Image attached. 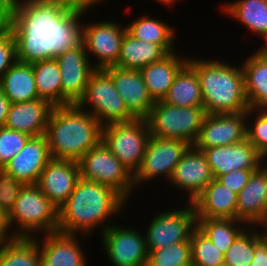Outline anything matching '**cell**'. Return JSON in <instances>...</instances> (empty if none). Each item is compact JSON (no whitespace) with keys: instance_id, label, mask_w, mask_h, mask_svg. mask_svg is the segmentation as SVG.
Listing matches in <instances>:
<instances>
[{"instance_id":"cell-1","label":"cell","mask_w":267,"mask_h":266,"mask_svg":"<svg viewBox=\"0 0 267 266\" xmlns=\"http://www.w3.org/2000/svg\"><path fill=\"white\" fill-rule=\"evenodd\" d=\"M85 14L59 0H16L9 28L16 43L17 61L32 64L78 46Z\"/></svg>"},{"instance_id":"cell-2","label":"cell","mask_w":267,"mask_h":266,"mask_svg":"<svg viewBox=\"0 0 267 266\" xmlns=\"http://www.w3.org/2000/svg\"><path fill=\"white\" fill-rule=\"evenodd\" d=\"M127 203L113 188L80 177L67 201L58 208L57 231L81 234L83 238L96 229H101V234L114 224L113 216L122 215Z\"/></svg>"},{"instance_id":"cell-3","label":"cell","mask_w":267,"mask_h":266,"mask_svg":"<svg viewBox=\"0 0 267 266\" xmlns=\"http://www.w3.org/2000/svg\"><path fill=\"white\" fill-rule=\"evenodd\" d=\"M102 127L93 115L76 104L55 106L45 133L51 157L78 162L102 141Z\"/></svg>"},{"instance_id":"cell-4","label":"cell","mask_w":267,"mask_h":266,"mask_svg":"<svg viewBox=\"0 0 267 266\" xmlns=\"http://www.w3.org/2000/svg\"><path fill=\"white\" fill-rule=\"evenodd\" d=\"M188 64L198 77L206 114L240 113L249 109L241 65L192 55Z\"/></svg>"},{"instance_id":"cell-5","label":"cell","mask_w":267,"mask_h":266,"mask_svg":"<svg viewBox=\"0 0 267 266\" xmlns=\"http://www.w3.org/2000/svg\"><path fill=\"white\" fill-rule=\"evenodd\" d=\"M8 222L13 237L42 236L57 231L58 208L36 184H26L8 214Z\"/></svg>"},{"instance_id":"cell-6","label":"cell","mask_w":267,"mask_h":266,"mask_svg":"<svg viewBox=\"0 0 267 266\" xmlns=\"http://www.w3.org/2000/svg\"><path fill=\"white\" fill-rule=\"evenodd\" d=\"M206 115L204 107H178L156 101L147 121L151 135L165 139H179L193 145Z\"/></svg>"},{"instance_id":"cell-7","label":"cell","mask_w":267,"mask_h":266,"mask_svg":"<svg viewBox=\"0 0 267 266\" xmlns=\"http://www.w3.org/2000/svg\"><path fill=\"white\" fill-rule=\"evenodd\" d=\"M76 105L93 115L103 126L135 120L104 69H96L91 74L84 95Z\"/></svg>"},{"instance_id":"cell-8","label":"cell","mask_w":267,"mask_h":266,"mask_svg":"<svg viewBox=\"0 0 267 266\" xmlns=\"http://www.w3.org/2000/svg\"><path fill=\"white\" fill-rule=\"evenodd\" d=\"M78 164L81 178L113 188L127 202L136 192L133 175L102 141L83 155Z\"/></svg>"},{"instance_id":"cell-9","label":"cell","mask_w":267,"mask_h":266,"mask_svg":"<svg viewBox=\"0 0 267 266\" xmlns=\"http://www.w3.org/2000/svg\"><path fill=\"white\" fill-rule=\"evenodd\" d=\"M151 134L145 119L102 127V142L132 175L139 169Z\"/></svg>"},{"instance_id":"cell-10","label":"cell","mask_w":267,"mask_h":266,"mask_svg":"<svg viewBox=\"0 0 267 266\" xmlns=\"http://www.w3.org/2000/svg\"><path fill=\"white\" fill-rule=\"evenodd\" d=\"M192 145L179 139H165L151 135L141 165L133 175L135 189L154 179L169 181L175 165Z\"/></svg>"},{"instance_id":"cell-11","label":"cell","mask_w":267,"mask_h":266,"mask_svg":"<svg viewBox=\"0 0 267 266\" xmlns=\"http://www.w3.org/2000/svg\"><path fill=\"white\" fill-rule=\"evenodd\" d=\"M186 204L179 209L173 206V210H162L150 218L148 228L144 230L148 252L190 239L197 227V218L193 204Z\"/></svg>"},{"instance_id":"cell-12","label":"cell","mask_w":267,"mask_h":266,"mask_svg":"<svg viewBox=\"0 0 267 266\" xmlns=\"http://www.w3.org/2000/svg\"><path fill=\"white\" fill-rule=\"evenodd\" d=\"M113 22L112 20L100 22L82 21L83 43L89 59L94 58L92 65L96 69L115 66L117 64L121 44L127 31L126 25Z\"/></svg>"},{"instance_id":"cell-13","label":"cell","mask_w":267,"mask_h":266,"mask_svg":"<svg viewBox=\"0 0 267 266\" xmlns=\"http://www.w3.org/2000/svg\"><path fill=\"white\" fill-rule=\"evenodd\" d=\"M116 223L100 234L101 248L109 263L113 266H146L149 253L146 236L137 228Z\"/></svg>"},{"instance_id":"cell-14","label":"cell","mask_w":267,"mask_h":266,"mask_svg":"<svg viewBox=\"0 0 267 266\" xmlns=\"http://www.w3.org/2000/svg\"><path fill=\"white\" fill-rule=\"evenodd\" d=\"M61 74L62 106L77 104L96 70L83 43L55 56ZM91 61V62H90Z\"/></svg>"},{"instance_id":"cell-15","label":"cell","mask_w":267,"mask_h":266,"mask_svg":"<svg viewBox=\"0 0 267 266\" xmlns=\"http://www.w3.org/2000/svg\"><path fill=\"white\" fill-rule=\"evenodd\" d=\"M247 111L240 113L206 114L195 149L227 146L246 140Z\"/></svg>"},{"instance_id":"cell-16","label":"cell","mask_w":267,"mask_h":266,"mask_svg":"<svg viewBox=\"0 0 267 266\" xmlns=\"http://www.w3.org/2000/svg\"><path fill=\"white\" fill-rule=\"evenodd\" d=\"M197 150L206 157L214 179L234 170H258L264 164V158L247 139L232 145Z\"/></svg>"},{"instance_id":"cell-17","label":"cell","mask_w":267,"mask_h":266,"mask_svg":"<svg viewBox=\"0 0 267 266\" xmlns=\"http://www.w3.org/2000/svg\"><path fill=\"white\" fill-rule=\"evenodd\" d=\"M213 179L206 157L191 146L175 165L168 184L178 188L177 191L187 192V202L192 203Z\"/></svg>"},{"instance_id":"cell-18","label":"cell","mask_w":267,"mask_h":266,"mask_svg":"<svg viewBox=\"0 0 267 266\" xmlns=\"http://www.w3.org/2000/svg\"><path fill=\"white\" fill-rule=\"evenodd\" d=\"M42 237L36 236L42 266H87L79 234L54 231Z\"/></svg>"},{"instance_id":"cell-19","label":"cell","mask_w":267,"mask_h":266,"mask_svg":"<svg viewBox=\"0 0 267 266\" xmlns=\"http://www.w3.org/2000/svg\"><path fill=\"white\" fill-rule=\"evenodd\" d=\"M104 70L111 76L116 90L135 119H146L155 101L150 96L139 70L110 66Z\"/></svg>"},{"instance_id":"cell-20","label":"cell","mask_w":267,"mask_h":266,"mask_svg":"<svg viewBox=\"0 0 267 266\" xmlns=\"http://www.w3.org/2000/svg\"><path fill=\"white\" fill-rule=\"evenodd\" d=\"M79 178L80 168L77 161L52 158L41 172L36 185L60 208L74 191Z\"/></svg>"},{"instance_id":"cell-21","label":"cell","mask_w":267,"mask_h":266,"mask_svg":"<svg viewBox=\"0 0 267 266\" xmlns=\"http://www.w3.org/2000/svg\"><path fill=\"white\" fill-rule=\"evenodd\" d=\"M236 219L250 227L267 224V168L264 165L252 173L237 194Z\"/></svg>"},{"instance_id":"cell-22","label":"cell","mask_w":267,"mask_h":266,"mask_svg":"<svg viewBox=\"0 0 267 266\" xmlns=\"http://www.w3.org/2000/svg\"><path fill=\"white\" fill-rule=\"evenodd\" d=\"M51 159L48 142L44 134L30 137L23 149L3 169L25 185L36 184L41 172Z\"/></svg>"},{"instance_id":"cell-23","label":"cell","mask_w":267,"mask_h":266,"mask_svg":"<svg viewBox=\"0 0 267 266\" xmlns=\"http://www.w3.org/2000/svg\"><path fill=\"white\" fill-rule=\"evenodd\" d=\"M54 106L41 98L10 105L4 127L28 134L44 135Z\"/></svg>"},{"instance_id":"cell-24","label":"cell","mask_w":267,"mask_h":266,"mask_svg":"<svg viewBox=\"0 0 267 266\" xmlns=\"http://www.w3.org/2000/svg\"><path fill=\"white\" fill-rule=\"evenodd\" d=\"M181 53L178 51L168 53L160 61L139 70L146 88L155 102L163 100L178 72L188 63V57Z\"/></svg>"},{"instance_id":"cell-25","label":"cell","mask_w":267,"mask_h":266,"mask_svg":"<svg viewBox=\"0 0 267 266\" xmlns=\"http://www.w3.org/2000/svg\"><path fill=\"white\" fill-rule=\"evenodd\" d=\"M196 218L236 219L237 193L213 179L192 202Z\"/></svg>"},{"instance_id":"cell-26","label":"cell","mask_w":267,"mask_h":266,"mask_svg":"<svg viewBox=\"0 0 267 266\" xmlns=\"http://www.w3.org/2000/svg\"><path fill=\"white\" fill-rule=\"evenodd\" d=\"M241 64L249 108L267 109V57L253 51Z\"/></svg>"},{"instance_id":"cell-27","label":"cell","mask_w":267,"mask_h":266,"mask_svg":"<svg viewBox=\"0 0 267 266\" xmlns=\"http://www.w3.org/2000/svg\"><path fill=\"white\" fill-rule=\"evenodd\" d=\"M0 88L13 103L38 99L32 64L16 61L3 75Z\"/></svg>"},{"instance_id":"cell-28","label":"cell","mask_w":267,"mask_h":266,"mask_svg":"<svg viewBox=\"0 0 267 266\" xmlns=\"http://www.w3.org/2000/svg\"><path fill=\"white\" fill-rule=\"evenodd\" d=\"M224 14L238 21L264 41L267 38V0H237L223 3ZM235 19V20H234Z\"/></svg>"},{"instance_id":"cell-29","label":"cell","mask_w":267,"mask_h":266,"mask_svg":"<svg viewBox=\"0 0 267 266\" xmlns=\"http://www.w3.org/2000/svg\"><path fill=\"white\" fill-rule=\"evenodd\" d=\"M167 54L157 44L138 40L126 31L115 66L123 69L141 70L151 63L160 61Z\"/></svg>"},{"instance_id":"cell-30","label":"cell","mask_w":267,"mask_h":266,"mask_svg":"<svg viewBox=\"0 0 267 266\" xmlns=\"http://www.w3.org/2000/svg\"><path fill=\"white\" fill-rule=\"evenodd\" d=\"M127 32L134 38L151 42L162 47L167 53L176 51V31L163 20L152 18L149 15L135 18L126 25Z\"/></svg>"},{"instance_id":"cell-31","label":"cell","mask_w":267,"mask_h":266,"mask_svg":"<svg viewBox=\"0 0 267 266\" xmlns=\"http://www.w3.org/2000/svg\"><path fill=\"white\" fill-rule=\"evenodd\" d=\"M162 101L178 107H203V97L198 77L188 63L178 72Z\"/></svg>"},{"instance_id":"cell-32","label":"cell","mask_w":267,"mask_h":266,"mask_svg":"<svg viewBox=\"0 0 267 266\" xmlns=\"http://www.w3.org/2000/svg\"><path fill=\"white\" fill-rule=\"evenodd\" d=\"M38 97L54 107L62 106L60 67L55 58L32 63Z\"/></svg>"},{"instance_id":"cell-33","label":"cell","mask_w":267,"mask_h":266,"mask_svg":"<svg viewBox=\"0 0 267 266\" xmlns=\"http://www.w3.org/2000/svg\"><path fill=\"white\" fill-rule=\"evenodd\" d=\"M247 227L245 222L238 219L197 218V228L224 254Z\"/></svg>"},{"instance_id":"cell-34","label":"cell","mask_w":267,"mask_h":266,"mask_svg":"<svg viewBox=\"0 0 267 266\" xmlns=\"http://www.w3.org/2000/svg\"><path fill=\"white\" fill-rule=\"evenodd\" d=\"M0 266H42L36 237H14L0 245Z\"/></svg>"},{"instance_id":"cell-35","label":"cell","mask_w":267,"mask_h":266,"mask_svg":"<svg viewBox=\"0 0 267 266\" xmlns=\"http://www.w3.org/2000/svg\"><path fill=\"white\" fill-rule=\"evenodd\" d=\"M192 266H220L224 264V253L197 227L191 237Z\"/></svg>"},{"instance_id":"cell-36","label":"cell","mask_w":267,"mask_h":266,"mask_svg":"<svg viewBox=\"0 0 267 266\" xmlns=\"http://www.w3.org/2000/svg\"><path fill=\"white\" fill-rule=\"evenodd\" d=\"M146 266H192L191 240L178 242L159 250H150Z\"/></svg>"},{"instance_id":"cell-37","label":"cell","mask_w":267,"mask_h":266,"mask_svg":"<svg viewBox=\"0 0 267 266\" xmlns=\"http://www.w3.org/2000/svg\"><path fill=\"white\" fill-rule=\"evenodd\" d=\"M254 257V226H248L224 254L227 266H250Z\"/></svg>"},{"instance_id":"cell-38","label":"cell","mask_w":267,"mask_h":266,"mask_svg":"<svg viewBox=\"0 0 267 266\" xmlns=\"http://www.w3.org/2000/svg\"><path fill=\"white\" fill-rule=\"evenodd\" d=\"M246 139L263 158L267 156V109L247 110Z\"/></svg>"},{"instance_id":"cell-39","label":"cell","mask_w":267,"mask_h":266,"mask_svg":"<svg viewBox=\"0 0 267 266\" xmlns=\"http://www.w3.org/2000/svg\"><path fill=\"white\" fill-rule=\"evenodd\" d=\"M30 137L23 132L0 128V169L23 149Z\"/></svg>"},{"instance_id":"cell-40","label":"cell","mask_w":267,"mask_h":266,"mask_svg":"<svg viewBox=\"0 0 267 266\" xmlns=\"http://www.w3.org/2000/svg\"><path fill=\"white\" fill-rule=\"evenodd\" d=\"M25 184L18 181L14 175L0 169V207L9 214Z\"/></svg>"},{"instance_id":"cell-41","label":"cell","mask_w":267,"mask_h":266,"mask_svg":"<svg viewBox=\"0 0 267 266\" xmlns=\"http://www.w3.org/2000/svg\"><path fill=\"white\" fill-rule=\"evenodd\" d=\"M16 61V43L11 29L0 30V81Z\"/></svg>"},{"instance_id":"cell-42","label":"cell","mask_w":267,"mask_h":266,"mask_svg":"<svg viewBox=\"0 0 267 266\" xmlns=\"http://www.w3.org/2000/svg\"><path fill=\"white\" fill-rule=\"evenodd\" d=\"M257 170H234L229 173L218 176L216 180L229 190L239 193L248 183L250 176Z\"/></svg>"},{"instance_id":"cell-43","label":"cell","mask_w":267,"mask_h":266,"mask_svg":"<svg viewBox=\"0 0 267 266\" xmlns=\"http://www.w3.org/2000/svg\"><path fill=\"white\" fill-rule=\"evenodd\" d=\"M250 266H267V237L254 226V257Z\"/></svg>"},{"instance_id":"cell-44","label":"cell","mask_w":267,"mask_h":266,"mask_svg":"<svg viewBox=\"0 0 267 266\" xmlns=\"http://www.w3.org/2000/svg\"><path fill=\"white\" fill-rule=\"evenodd\" d=\"M16 0H0V30L8 29L14 16Z\"/></svg>"},{"instance_id":"cell-45","label":"cell","mask_w":267,"mask_h":266,"mask_svg":"<svg viewBox=\"0 0 267 266\" xmlns=\"http://www.w3.org/2000/svg\"><path fill=\"white\" fill-rule=\"evenodd\" d=\"M62 4H64L66 7H69L71 9H77L79 11L88 12L89 9L104 3L108 0H59Z\"/></svg>"},{"instance_id":"cell-46","label":"cell","mask_w":267,"mask_h":266,"mask_svg":"<svg viewBox=\"0 0 267 266\" xmlns=\"http://www.w3.org/2000/svg\"><path fill=\"white\" fill-rule=\"evenodd\" d=\"M13 238L8 222V214L0 207V245Z\"/></svg>"},{"instance_id":"cell-47","label":"cell","mask_w":267,"mask_h":266,"mask_svg":"<svg viewBox=\"0 0 267 266\" xmlns=\"http://www.w3.org/2000/svg\"><path fill=\"white\" fill-rule=\"evenodd\" d=\"M11 102L3 94L0 88V128L4 127Z\"/></svg>"},{"instance_id":"cell-48","label":"cell","mask_w":267,"mask_h":266,"mask_svg":"<svg viewBox=\"0 0 267 266\" xmlns=\"http://www.w3.org/2000/svg\"><path fill=\"white\" fill-rule=\"evenodd\" d=\"M156 2L158 1V3H161V4H163L165 7H167L168 6V8L169 7H173V5L175 4L176 5V3H177V1H178V3H179V0H155ZM181 1V0H180ZM182 1H184V0H182ZM170 5V6H169Z\"/></svg>"},{"instance_id":"cell-49","label":"cell","mask_w":267,"mask_h":266,"mask_svg":"<svg viewBox=\"0 0 267 266\" xmlns=\"http://www.w3.org/2000/svg\"><path fill=\"white\" fill-rule=\"evenodd\" d=\"M263 45L259 46V51L262 52L267 57V38L261 41Z\"/></svg>"},{"instance_id":"cell-50","label":"cell","mask_w":267,"mask_h":266,"mask_svg":"<svg viewBox=\"0 0 267 266\" xmlns=\"http://www.w3.org/2000/svg\"><path fill=\"white\" fill-rule=\"evenodd\" d=\"M261 229H263L262 232L267 237V224L262 225Z\"/></svg>"},{"instance_id":"cell-51","label":"cell","mask_w":267,"mask_h":266,"mask_svg":"<svg viewBox=\"0 0 267 266\" xmlns=\"http://www.w3.org/2000/svg\"><path fill=\"white\" fill-rule=\"evenodd\" d=\"M266 158H267V156L264 158V164L263 165L267 168V159Z\"/></svg>"}]
</instances>
